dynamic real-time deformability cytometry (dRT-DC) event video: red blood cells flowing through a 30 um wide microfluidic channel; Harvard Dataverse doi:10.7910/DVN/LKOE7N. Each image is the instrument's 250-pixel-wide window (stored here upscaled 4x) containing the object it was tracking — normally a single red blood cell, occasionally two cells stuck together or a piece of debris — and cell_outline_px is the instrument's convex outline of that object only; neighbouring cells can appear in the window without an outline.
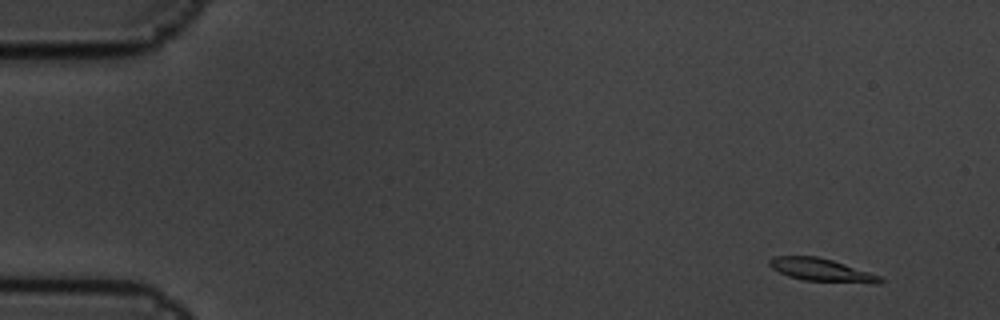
{"species": "common noctule bat (a hibernating species)", "species_latin": "Nyctalus noctula", "temperature_condition": "cold", "stored_images_in_passage": 7, "camera_frame_rate_fps": 3000, "um_per_image_px": 0.085, "animal": {"sex": "male", "body_mass_g": 19.5, "forearm_length_mm": 54.6}, "frame": {"image": 1, "passage_image": 2, "time_ms": 0.333, "image_size_px": [1000, 320], "cell_outline_px": [[884, 280], [880, 284], [872, 284], [804, 280], [788, 276], [772, 268], [768, 264], [768, 260], [772, 256], [816, 256], [832, 260], [880, 276]], "centroid_in_image_um": [69.82, 22.96], "position_along_channel_um": 15.2, "area_um2": 14.74}}
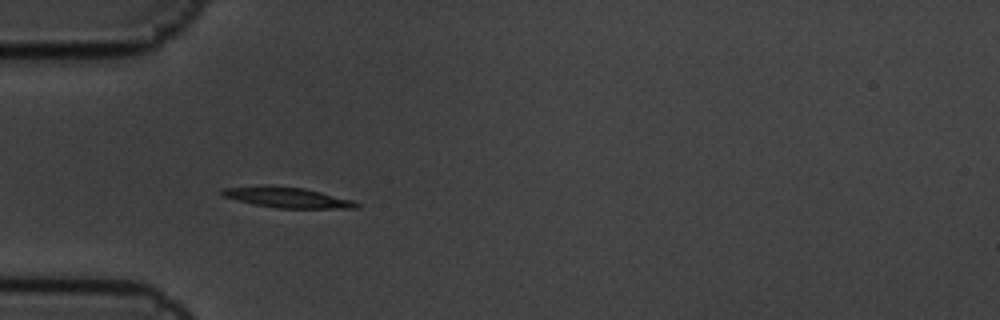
{"frame": {"image": 2, "passage_image": 6, "time_ms": 1.667, "image_size_px": [1000, 320], "cell_outline_px": [[360, 208], [276, 208], [236, 200], [220, 196], [220, 188], [264, 184], [272, 184], [304, 188], [352, 200], [360, 204]], "centroid_in_image_um": [24.32, 16.75], "position_along_channel_um": 60.7, "area_um2": 16.36}}